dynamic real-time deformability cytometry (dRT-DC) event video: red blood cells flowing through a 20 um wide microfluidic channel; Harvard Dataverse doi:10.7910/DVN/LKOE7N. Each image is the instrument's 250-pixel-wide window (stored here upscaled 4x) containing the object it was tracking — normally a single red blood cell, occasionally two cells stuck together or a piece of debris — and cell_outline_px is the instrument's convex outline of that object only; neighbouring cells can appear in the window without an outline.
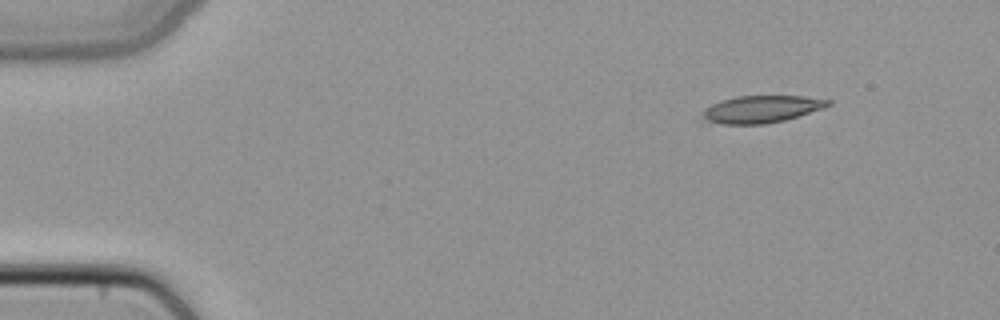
{"species": "common noctule bat (a hibernating species)", "species_latin": "Nyctalus noctula", "temperature_condition": "cold", "stored_images_in_passage": 5, "camera_frame_rate_fps": 3000, "um_per_image_px": 0.085, "animal": {"sex": "female", "body_mass_g": 22.7, "forearm_length_mm": 54.2}, "frame": {"image": 1, "passage_image": 1, "time_ms": 0.0, "image_size_px": [1000, 320], "cell_outline_px": [[832, 104], [784, 120], [764, 124], [724, 124], [708, 120], [704, 116], [704, 108], [712, 104], [736, 96], [804, 96], [832, 100]], "centroid_in_image_um": [64.74, 9.26], "position_along_channel_um": 20.3, "area_um2": 19.36}}
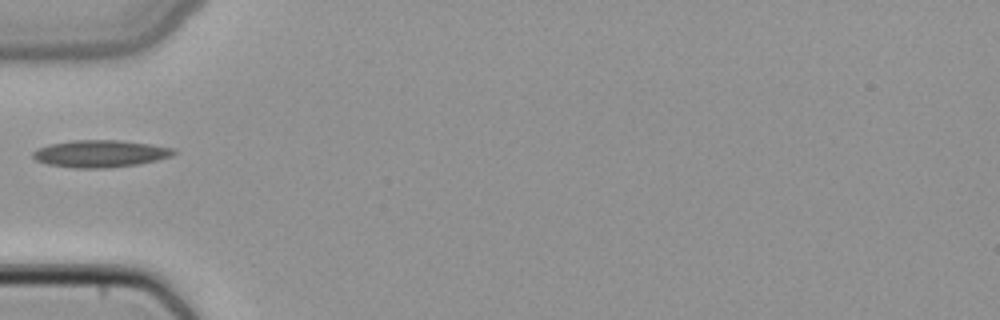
{"frame": {"image": 2, "passage_image": 4, "time_ms": 1.0, "image_size_px": [1000, 320], "cell_outline_px": [[176, 152], [172, 156], [140, 164], [108, 168], [72, 168], [48, 164], [36, 160], [32, 156], [32, 152], [40, 148], [52, 144], [72, 140], [120, 140], [176, 148]], "centroid_in_image_um": [8.55, 13.07], "position_along_channel_um": 76.4, "area_um2": 22.25}}
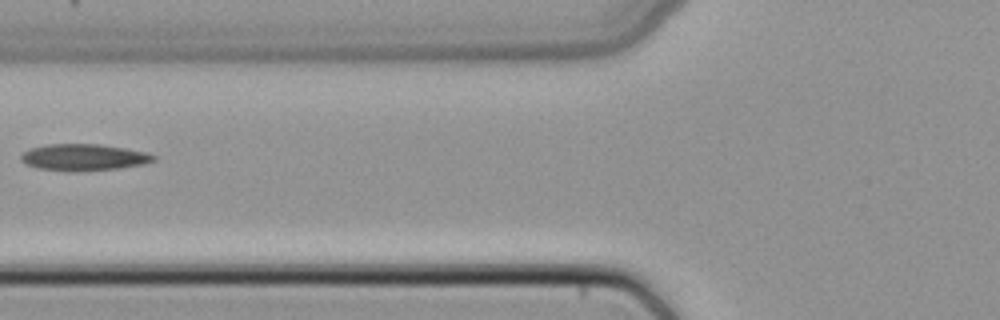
{"frame": {"image": 3, "passage_image": 5, "time_ms": 1.333, "image_size_px": [1000, 320], "cell_outline_px": [[156, 160], [144, 164], [120, 168], [76, 172], [68, 172], [36, 168], [20, 160], [20, 156], [28, 148], [44, 144], [100, 144], [148, 152], [156, 156]], "centroid_in_image_um": [7.11, 13.37], "position_along_channel_um": 118.7, "area_um2": 20.92}}